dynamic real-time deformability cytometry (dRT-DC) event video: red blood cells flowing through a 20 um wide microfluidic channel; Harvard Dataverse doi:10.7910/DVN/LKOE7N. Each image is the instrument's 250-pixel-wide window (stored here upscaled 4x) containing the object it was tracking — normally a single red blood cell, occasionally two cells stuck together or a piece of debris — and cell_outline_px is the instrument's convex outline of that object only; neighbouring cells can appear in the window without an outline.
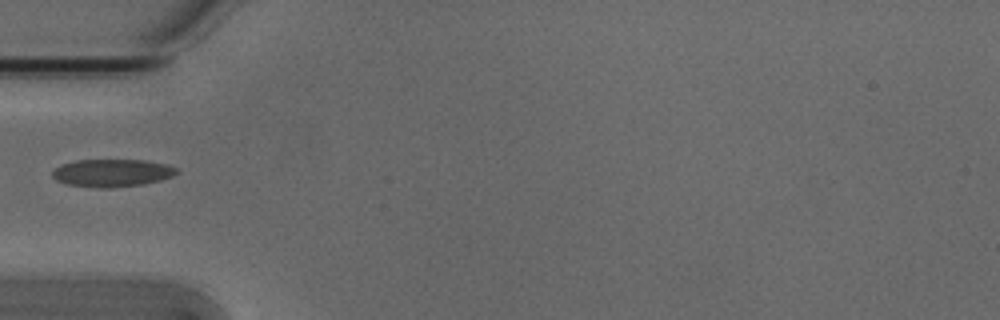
{"species": "Egyptian fruit bat (a non-hibernating species)", "species_latin": "Rousettus aegyptiacus", "temperature_condition": "cold", "stored_images_in_passage": 35, "camera_frame_rate_fps": 3000, "um_per_image_px": 0.085, "animal": {"sex": "male"}, "frame": {"image": 1, "passage_image": 1, "time_ms": 0.0, "image_size_px": [1000, 320], "cell_outline_px": [[180, 172], [172, 176], [160, 180], [144, 184], [112, 188], [96, 188], [68, 184], [56, 180], [52, 176], [52, 172], [56, 168], [64, 164], [76, 160], [144, 160], [168, 164], [176, 168]], "centroid_in_image_um": [9.56, 14.7], "position_along_channel_um": 75.4, "area_um2": 20.06}}